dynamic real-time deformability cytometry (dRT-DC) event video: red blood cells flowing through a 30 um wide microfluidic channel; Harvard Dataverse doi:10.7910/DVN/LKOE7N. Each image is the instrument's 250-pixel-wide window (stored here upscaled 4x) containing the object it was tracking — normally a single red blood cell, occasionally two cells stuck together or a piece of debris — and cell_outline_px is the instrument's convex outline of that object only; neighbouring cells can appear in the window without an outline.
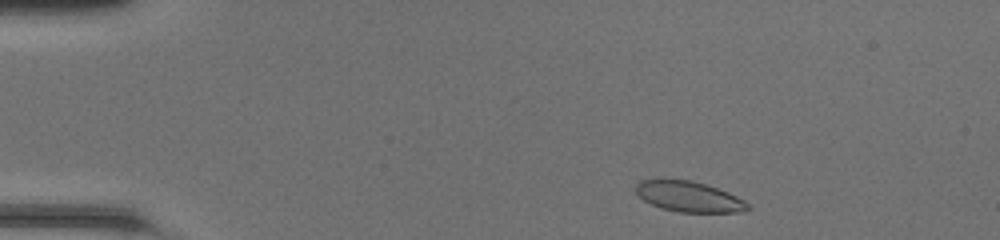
{"species": "common noctule bat (a hibernating species)", "species_latin": "Nyctalus noctula", "temperature_condition": "room temperature", "stored_images_in_passage": 43, "camera_frame_rate_fps": 3000, "um_per_image_px": 0.085, "animal": {"sex": "female", "body_mass_g": 20.0, "forearm_length_mm": 54.0}, "frame": {"image": 1, "passage_image": 2, "time_ms": 0.333, "image_size_px": [1000, 240], "cell_outline_px": [[752, 208], [740, 212], [680, 212], [660, 208], [644, 200], [636, 192], [636, 184], [640, 180], [660, 176], [692, 180], [728, 192], [744, 200]], "centroid_in_image_um": [58.49, 16.67], "position_along_channel_um": 26.5, "area_um2": 20.4}}
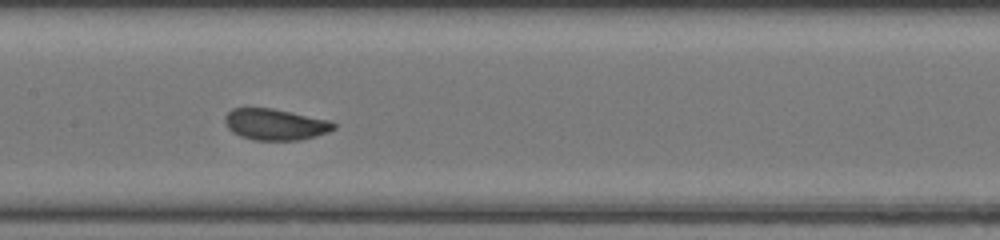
{"frame": {"image": 2, "passage_image": 19, "time_ms": 6.0, "image_size_px": [1000, 240], "cell_outline_px": [[336, 128], [328, 132], [316, 136], [300, 140], [252, 140], [240, 136], [232, 132], [228, 128], [224, 120], [224, 116], [232, 108], [272, 108], [332, 120], [336, 124]], "centroid_in_image_um": [23.41, 10.57], "position_along_channel_um": 184.0, "area_um2": 20.06}}
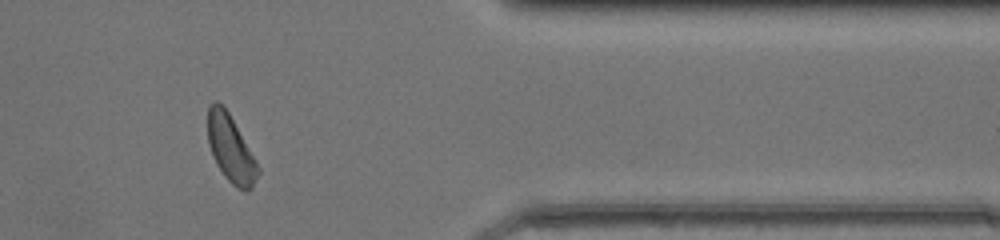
{"frame": {"image": 3, "passage_image": 35, "time_ms": 11.333, "image_size_px": [1000, 240], "cell_outline_px": [[260, 172], [252, 188], [248, 192], [244, 192], [236, 188], [224, 176], [216, 164], [212, 156], [208, 144], [208, 108], [216, 100], [228, 112], [256, 160], [260, 168]], "centroid_in_image_um": [19.62, 12.72], "position_along_channel_um": 391.8, "area_um2": 19.54}, "authors_computed_cell_mechanics": {"area_um2": 19.9988, "velocity_mm_per_s": 4.2555, "shape_relaxation_time_tau1_ms": 2.9212, "shape_relaxation_time_tau2_ms": null, "deformation_change_tau1": 0.105, "deformation_change_tau2": null}}